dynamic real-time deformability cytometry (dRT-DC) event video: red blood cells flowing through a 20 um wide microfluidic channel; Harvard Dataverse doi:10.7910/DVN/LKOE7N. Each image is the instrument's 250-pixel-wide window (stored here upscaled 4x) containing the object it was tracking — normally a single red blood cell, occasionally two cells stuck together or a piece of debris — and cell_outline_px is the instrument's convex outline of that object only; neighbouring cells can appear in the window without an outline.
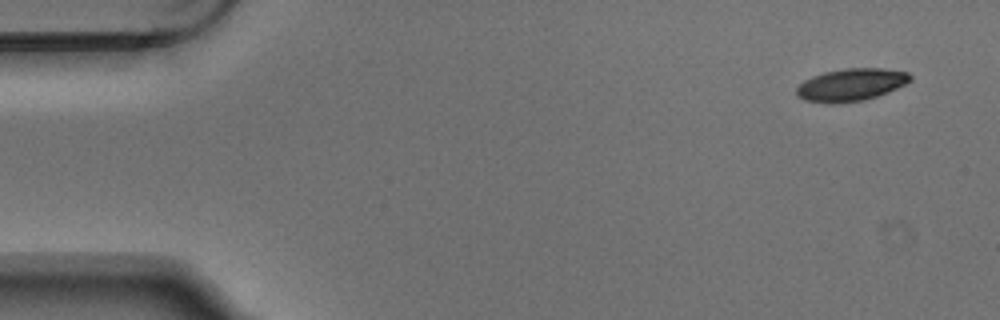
{"species": "Egyptian fruit bat (a non-hibernating species)", "species_latin": "Rousettus aegyptiacus", "temperature_condition": "warm", "stored_images_in_passage": 4, "camera_frame_rate_fps": 3000, "um_per_image_px": 0.085, "animal": {"sex": "male"}, "frame": {"image": 1, "passage_image": 1, "time_ms": 0.0, "image_size_px": [1000, 320], "cell_outline_px": [[912, 80], [888, 92], [864, 100], [832, 104], [804, 100], [796, 96], [796, 88], [804, 80], [812, 76], [824, 72], [844, 68], [884, 68], [908, 72], [912, 76]], "centroid_in_image_um": [72.32, 7.2], "position_along_channel_um": 12.7, "area_um2": 21.62}}
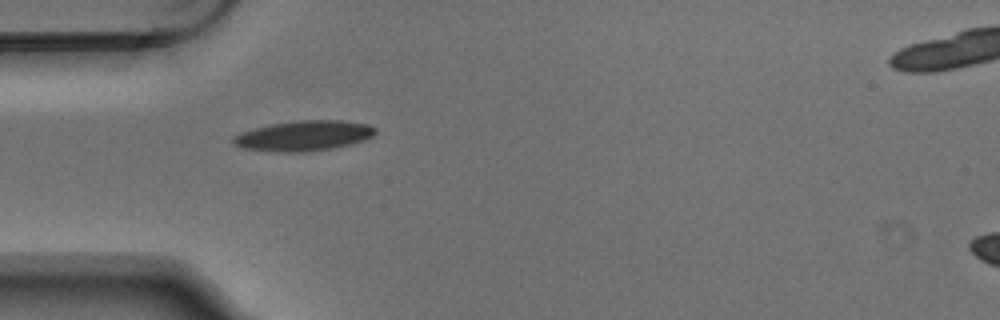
{"frame": {"image": 2, "passage_image": 4, "time_ms": 1.0, "image_size_px": [1000, 320], "cell_outline_px": [[376, 132], [372, 136], [364, 140], [332, 148], [304, 152], [272, 152], [244, 148], [232, 144], [232, 136], [256, 128], [272, 124], [296, 120], [340, 120], [368, 124], [376, 128]], "centroid_in_image_um": [25.81, 11.54], "position_along_channel_um": 59.2, "area_um2": 24.91}}